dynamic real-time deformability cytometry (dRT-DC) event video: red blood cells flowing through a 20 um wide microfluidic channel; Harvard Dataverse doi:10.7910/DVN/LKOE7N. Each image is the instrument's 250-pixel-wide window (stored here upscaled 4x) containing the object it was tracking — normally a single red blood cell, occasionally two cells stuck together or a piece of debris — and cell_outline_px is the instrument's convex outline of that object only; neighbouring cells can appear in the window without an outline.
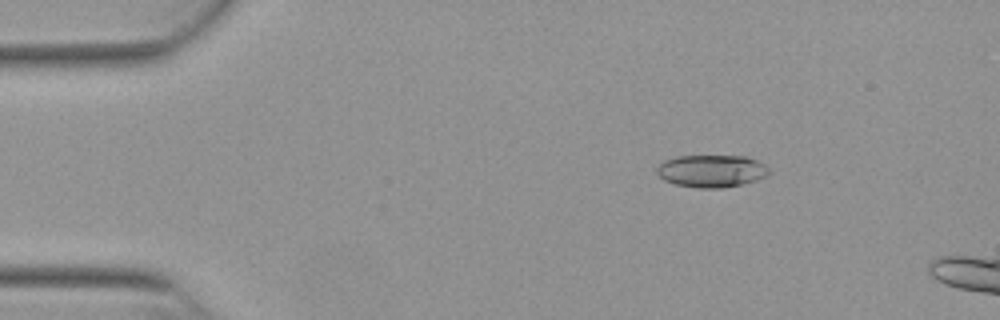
{"species": "Egyptian fruit bat (a non-hibernating species)", "species_latin": "Rousettus aegyptiacus", "temperature_condition": "warm", "stored_images_in_passage": 9, "camera_frame_rate_fps": 3000, "um_per_image_px": 0.085, "animal": {"sex": "female"}, "frame": {"image": 1, "passage_image": 3, "time_ms": 0.667, "image_size_px": [1000, 320], "cell_outline_px": [[772, 172], [768, 176], [744, 184], [724, 188], [696, 188], [676, 184], [664, 180], [656, 172], [656, 168], [664, 160], [676, 156], [748, 156], [764, 164]], "centroid_in_image_um": [60.51, 14.54], "position_along_channel_um": 24.5, "area_um2": 21.44}}